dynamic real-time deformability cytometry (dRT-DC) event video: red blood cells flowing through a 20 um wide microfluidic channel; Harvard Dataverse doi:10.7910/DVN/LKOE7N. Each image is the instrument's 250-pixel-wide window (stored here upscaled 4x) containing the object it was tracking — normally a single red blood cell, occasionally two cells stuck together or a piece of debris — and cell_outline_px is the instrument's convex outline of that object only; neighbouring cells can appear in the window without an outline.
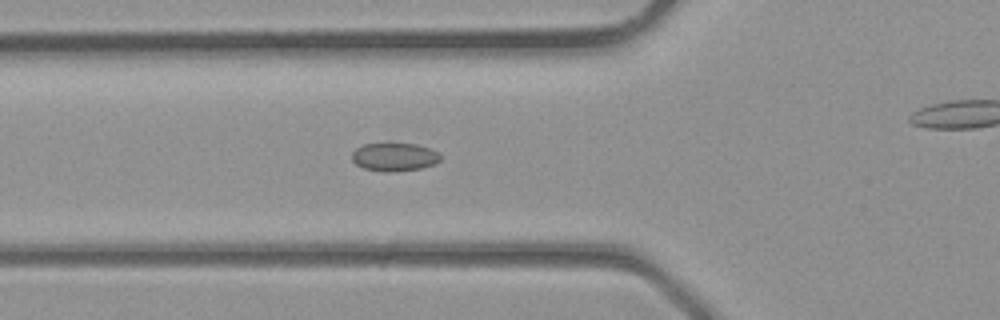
{"species": "common noctule bat (a hibernating species)", "species_latin": "Nyctalus noctula", "temperature_condition": "room temperature", "stored_images_in_passage": 38, "camera_frame_rate_fps": 3000, "um_per_image_px": 0.085, "animal": {"sex": "male", "body_mass_g": 23.1, "forearm_length_mm": 52.7}, "frame": {"image": 1, "passage_image": 13, "time_ms": 4.0, "image_size_px": [1000, 320], "cell_outline_px": [[440, 160], [432, 164], [420, 168], [388, 172], [384, 172], [364, 168], [356, 164], [352, 160], [352, 152], [356, 148], [364, 144], [416, 144], [440, 152]], "centroid_in_image_um": [33.5, 13.34], "position_along_channel_um": 92.3, "area_um2": 14.33}}
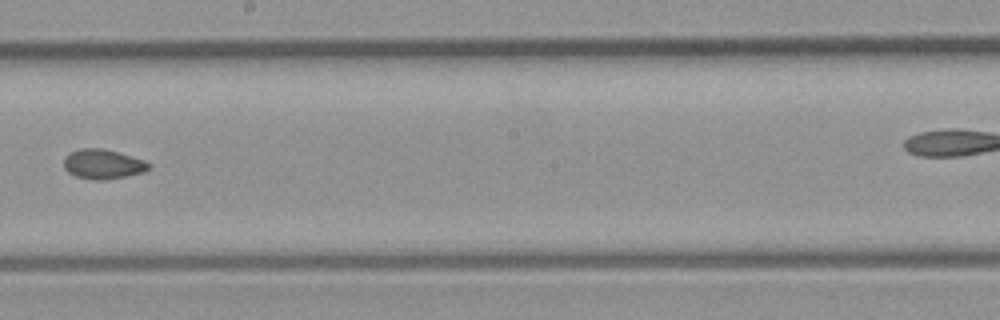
{"frame": {"image": 2, "passage_image": 21, "time_ms": 6.667, "image_size_px": [1000, 320], "cell_outline_px": [[152, 164], [144, 172], [128, 176], [104, 180], [92, 180], [76, 176], [68, 172], [64, 168], [64, 156], [80, 148], [104, 148], [144, 160]], "centroid_in_image_um": [8.75, 13.95], "position_along_channel_um": 239.5, "area_um2": 14.74}}
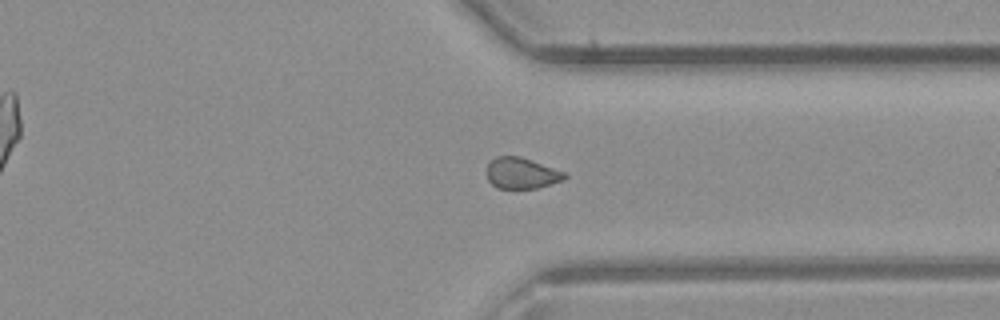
{"frame": {"image": 3, "passage_image": 28, "time_ms": 9.0, "image_size_px": [1000, 320], "cell_outline_px": [[568, 176], [564, 180], [536, 188], [496, 188], [488, 180], [488, 164], [496, 156], [520, 156], [564, 172]], "centroid_in_image_um": [44.33, 14.72], "position_along_channel_um": 367.1, "area_um2": 13.87}}